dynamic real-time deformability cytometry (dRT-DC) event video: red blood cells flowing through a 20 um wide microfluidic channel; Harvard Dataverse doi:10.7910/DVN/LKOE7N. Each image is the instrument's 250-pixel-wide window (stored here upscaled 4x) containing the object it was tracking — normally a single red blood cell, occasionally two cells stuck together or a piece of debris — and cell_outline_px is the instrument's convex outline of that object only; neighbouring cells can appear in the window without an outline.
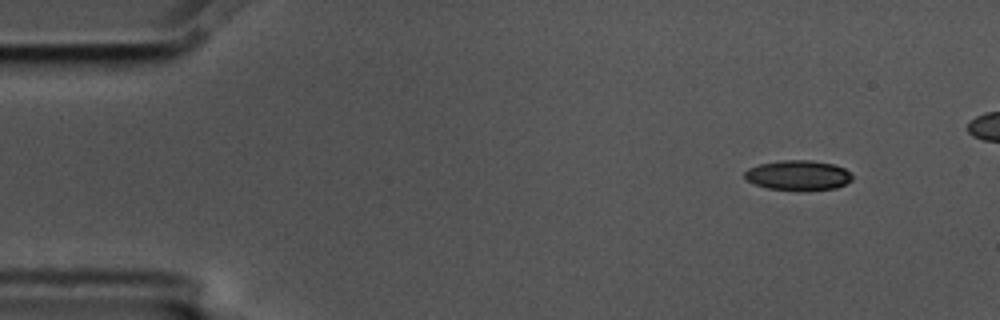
{"species": "common noctule bat (a hibernating species)", "species_latin": "Nyctalus noctula", "temperature_condition": "cold", "stored_images_in_passage": 5, "camera_frame_rate_fps": 3000, "um_per_image_px": 0.085, "animal": {"sex": "male", "body_mass_g": 17.5, "forearm_length_mm": 52.3}, "frame": {"image": 1, "passage_image": 1, "time_ms": 0.0, "image_size_px": [1000, 320], "cell_outline_px": [[852, 180], [836, 188], [768, 188], [744, 180], [744, 172], [748, 168], [760, 164], [784, 160], [812, 160], [832, 164], [844, 168], [852, 176]], "centroid_in_image_um": [67.8, 14.86], "position_along_channel_um": 17.2, "area_um2": 18.03}}